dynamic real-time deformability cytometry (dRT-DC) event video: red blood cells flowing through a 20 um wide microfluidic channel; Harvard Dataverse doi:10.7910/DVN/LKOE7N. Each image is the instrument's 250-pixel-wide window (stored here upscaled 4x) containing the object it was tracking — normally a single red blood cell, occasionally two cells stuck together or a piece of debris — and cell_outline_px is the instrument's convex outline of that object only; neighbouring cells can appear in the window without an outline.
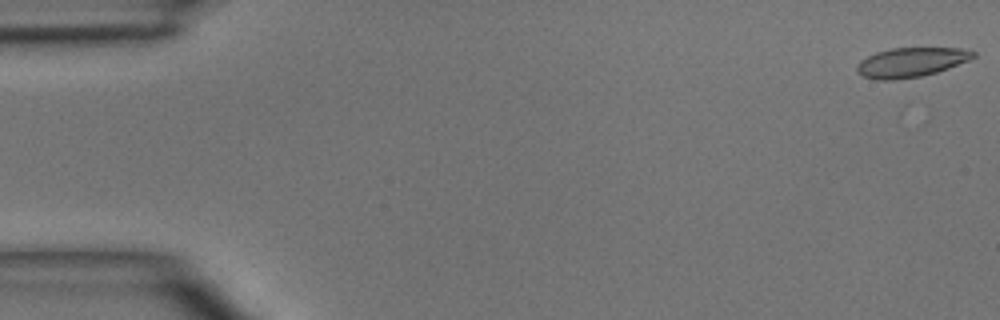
{"species": "common noctule bat (a hibernating species)", "species_latin": "Nyctalus noctula", "temperature_condition": "room temperature", "stored_images_in_passage": 5, "camera_frame_rate_fps": 3000, "um_per_image_px": 0.085, "animal": {"sex": "male", "body_mass_g": 15.6}, "frame": {"image": 1, "passage_image": 5, "time_ms": 4.667, "image_size_px": [1000, 320], "cell_outline_px": [[976, 56], [968, 60], [948, 68], [936, 72], [920, 76], [892, 80], [876, 80], [864, 76], [856, 68], [856, 64], [860, 60], [876, 52], [892, 48], [960, 48], [976, 52]], "centroid_in_image_um": [77.43, 5.29], "position_along_channel_um": 7.6, "area_um2": 19.77}}